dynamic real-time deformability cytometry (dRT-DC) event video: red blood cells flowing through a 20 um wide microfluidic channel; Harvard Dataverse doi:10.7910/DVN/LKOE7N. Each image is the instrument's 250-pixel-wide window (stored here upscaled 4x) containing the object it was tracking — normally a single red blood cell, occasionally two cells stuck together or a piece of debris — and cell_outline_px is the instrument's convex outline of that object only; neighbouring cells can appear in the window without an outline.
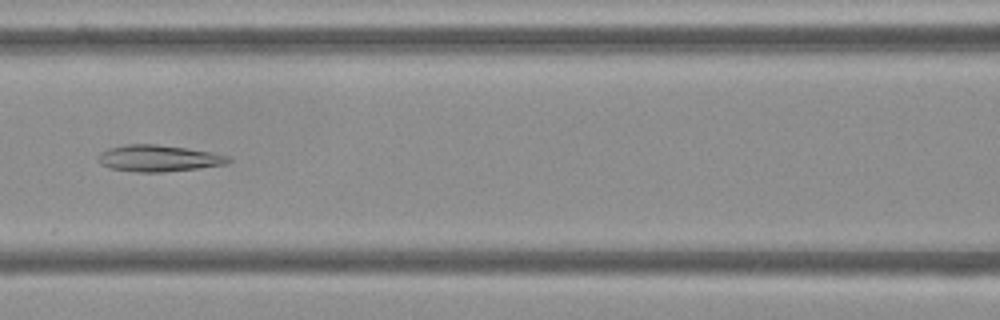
{"species": "Egyptian fruit bat (a non-hibernating species)", "species_latin": "Rousettus aegyptiacus", "temperature_condition": "cold", "stored_images_in_passage": 53, "camera_frame_rate_fps": 3000, "um_per_image_px": 0.085, "frame": {"image": 1, "passage_image": 23, "time_ms": 7.333, "image_size_px": [1000, 320], "cell_outline_px": [[232, 160], [228, 164], [200, 168], [164, 172], [136, 172], [108, 168], [100, 164], [96, 160], [96, 156], [100, 152], [108, 148], [128, 144], [156, 144], [184, 148], [208, 152], [228, 156]], "centroid_in_image_um": [13.41, 13.46], "position_along_channel_um": 153.2, "area_um2": 20.23}}
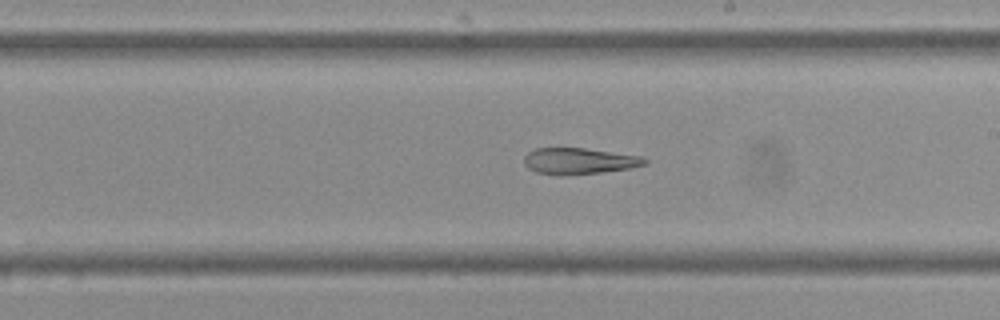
{"frame": {"image": 2, "passage_image": 30, "time_ms": 9.667, "image_size_px": [1000, 320], "cell_outline_px": [[648, 164], [632, 168], [600, 172], [564, 176], [560, 176], [536, 172], [528, 168], [524, 164], [524, 156], [528, 152], [536, 148], [584, 148], [644, 156], [648, 160]], "centroid_in_image_um": [49.25, 13.69], "position_along_channel_um": 239.8, "area_um2": 18.73}}
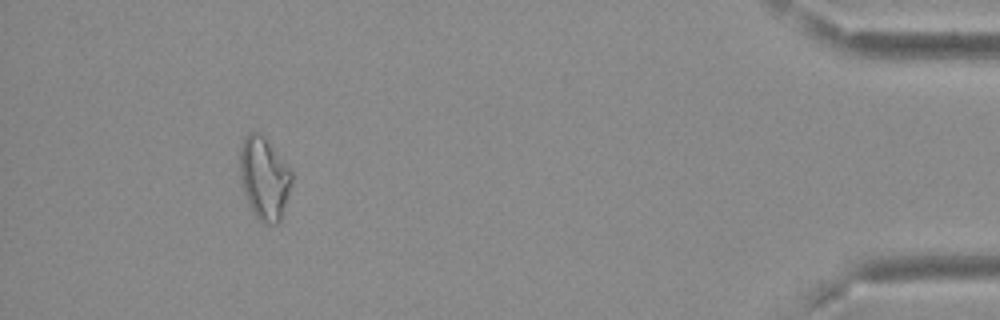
{"frame": {"image": 3, "passage_image": 49, "time_ms": 16.0, "image_size_px": [1000, 320], "cell_outline_px": [[292, 180], [280, 220], [276, 224], [260, 224], [252, 212], [248, 204], [240, 180], [240, 148], [244, 136], [248, 132], [256, 132], [264, 136], [292, 172]], "centroid_in_image_um": [22.42, 15.17], "position_along_channel_um": 412.8, "area_um2": 24.85}, "authors_computed_cell_mechanics": {"area_um2": 22.9466, "velocity_mm_per_s": 3.7311, "shape_relaxation_time_tau1_ms": null, "shape_relaxation_time_tau2_ms": 2.8545, "deformation_change_tau1": null, "deformation_change_tau2": 0.082}}